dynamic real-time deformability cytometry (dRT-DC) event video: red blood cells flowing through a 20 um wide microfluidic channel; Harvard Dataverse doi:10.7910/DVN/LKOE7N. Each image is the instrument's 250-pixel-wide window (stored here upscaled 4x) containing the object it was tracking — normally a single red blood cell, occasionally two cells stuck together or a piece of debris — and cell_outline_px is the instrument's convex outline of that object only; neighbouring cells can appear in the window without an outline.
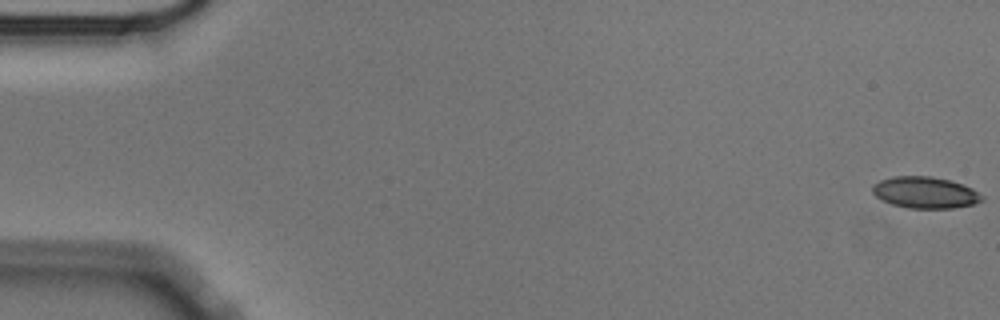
{"species": "Egyptian fruit bat (a non-hibernating species)", "species_latin": "Rousettus aegyptiacus", "temperature_condition": "cold", "stored_images_in_passage": 15, "camera_frame_rate_fps": 3000, "um_per_image_px": 0.085, "animal": {"sex": "male"}, "frame": {"image": 1, "passage_image": 1, "time_ms": 0.0, "image_size_px": [1000, 320], "cell_outline_px": [[984, 200], [972, 204], [952, 208], [908, 208], [892, 204], [876, 196], [872, 192], [872, 184], [880, 180], [892, 176], [932, 176], [948, 180], [972, 188], [984, 196]], "centroid_in_image_um": [78.62, 16.36], "position_along_channel_um": 6.4, "area_um2": 20.0}}
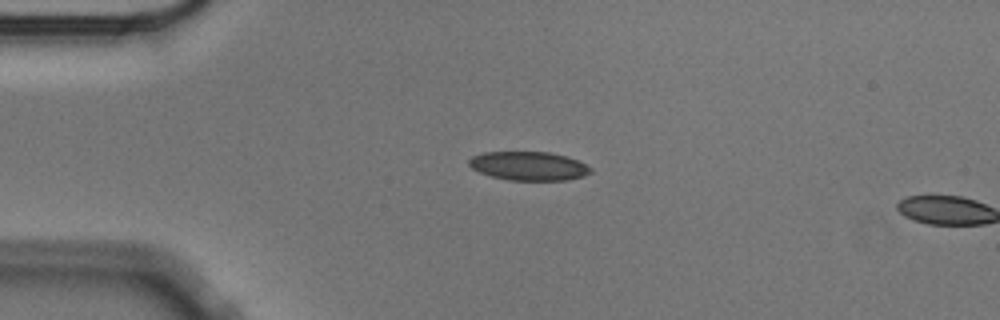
{"frame": {"image": 2, "passage_image": 14, "time_ms": 4.333, "image_size_px": [1000, 320], "cell_outline_px": [[592, 172], [584, 176], [568, 180], [508, 180], [492, 176], [480, 172], [472, 168], [468, 164], [468, 160], [472, 156], [484, 152], [548, 152], [568, 156], [580, 160], [592, 168]], "centroid_in_image_um": [44.98, 14.1], "position_along_channel_um": 40.0, "area_um2": 20.58}}